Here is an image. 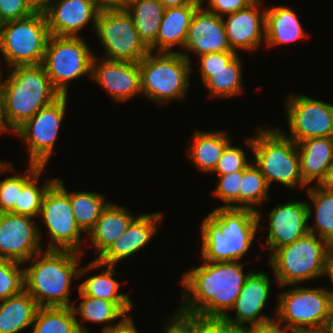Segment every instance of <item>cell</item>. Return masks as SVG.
Listing matches in <instances>:
<instances>
[{"instance_id": "cell-1", "label": "cell", "mask_w": 333, "mask_h": 333, "mask_svg": "<svg viewBox=\"0 0 333 333\" xmlns=\"http://www.w3.org/2000/svg\"><path fill=\"white\" fill-rule=\"evenodd\" d=\"M241 261L207 262L184 272L181 304L169 318H223L234 306L246 278Z\"/></svg>"}, {"instance_id": "cell-2", "label": "cell", "mask_w": 333, "mask_h": 333, "mask_svg": "<svg viewBox=\"0 0 333 333\" xmlns=\"http://www.w3.org/2000/svg\"><path fill=\"white\" fill-rule=\"evenodd\" d=\"M82 254L71 250H44L23 263L24 290L39 307H71L70 289L73 279L84 278L87 272L98 270L103 264L94 259L79 267ZM32 262V263H31ZM72 302V304H71Z\"/></svg>"}, {"instance_id": "cell-3", "label": "cell", "mask_w": 333, "mask_h": 333, "mask_svg": "<svg viewBox=\"0 0 333 333\" xmlns=\"http://www.w3.org/2000/svg\"><path fill=\"white\" fill-rule=\"evenodd\" d=\"M262 212L241 208H214L200 225L201 261L232 262L241 259L260 232ZM203 259V260H202Z\"/></svg>"}, {"instance_id": "cell-4", "label": "cell", "mask_w": 333, "mask_h": 333, "mask_svg": "<svg viewBox=\"0 0 333 333\" xmlns=\"http://www.w3.org/2000/svg\"><path fill=\"white\" fill-rule=\"evenodd\" d=\"M8 69V77L3 81L0 65L3 117L9 130L14 133L60 94L53 88L42 64L17 65Z\"/></svg>"}, {"instance_id": "cell-5", "label": "cell", "mask_w": 333, "mask_h": 333, "mask_svg": "<svg viewBox=\"0 0 333 333\" xmlns=\"http://www.w3.org/2000/svg\"><path fill=\"white\" fill-rule=\"evenodd\" d=\"M256 131L251 138H245V146L253 154V162L268 185L276 181L288 189H307L300 173L297 144L285 135L286 131L265 125Z\"/></svg>"}, {"instance_id": "cell-6", "label": "cell", "mask_w": 333, "mask_h": 333, "mask_svg": "<svg viewBox=\"0 0 333 333\" xmlns=\"http://www.w3.org/2000/svg\"><path fill=\"white\" fill-rule=\"evenodd\" d=\"M332 245L315 234L308 233L269 255L268 265L279 287L298 285L322 278ZM322 276V277H321Z\"/></svg>"}, {"instance_id": "cell-7", "label": "cell", "mask_w": 333, "mask_h": 333, "mask_svg": "<svg viewBox=\"0 0 333 333\" xmlns=\"http://www.w3.org/2000/svg\"><path fill=\"white\" fill-rule=\"evenodd\" d=\"M191 65L179 51H150L138 62L142 96L159 105L185 99L190 87V73L193 71Z\"/></svg>"}, {"instance_id": "cell-8", "label": "cell", "mask_w": 333, "mask_h": 333, "mask_svg": "<svg viewBox=\"0 0 333 333\" xmlns=\"http://www.w3.org/2000/svg\"><path fill=\"white\" fill-rule=\"evenodd\" d=\"M290 286L293 289L277 295L275 318L299 333H324L333 309L326 288L286 285L282 289Z\"/></svg>"}, {"instance_id": "cell-9", "label": "cell", "mask_w": 333, "mask_h": 333, "mask_svg": "<svg viewBox=\"0 0 333 333\" xmlns=\"http://www.w3.org/2000/svg\"><path fill=\"white\" fill-rule=\"evenodd\" d=\"M95 54L82 36L50 35L42 65L53 88L60 95H68V82L86 75L91 78Z\"/></svg>"}, {"instance_id": "cell-10", "label": "cell", "mask_w": 333, "mask_h": 333, "mask_svg": "<svg viewBox=\"0 0 333 333\" xmlns=\"http://www.w3.org/2000/svg\"><path fill=\"white\" fill-rule=\"evenodd\" d=\"M50 36L44 13L4 22L0 27V52L7 67L42 64Z\"/></svg>"}, {"instance_id": "cell-11", "label": "cell", "mask_w": 333, "mask_h": 333, "mask_svg": "<svg viewBox=\"0 0 333 333\" xmlns=\"http://www.w3.org/2000/svg\"><path fill=\"white\" fill-rule=\"evenodd\" d=\"M94 30L105 49L104 59L138 63L150 52L140 40L131 16L122 6L102 7Z\"/></svg>"}, {"instance_id": "cell-12", "label": "cell", "mask_w": 333, "mask_h": 333, "mask_svg": "<svg viewBox=\"0 0 333 333\" xmlns=\"http://www.w3.org/2000/svg\"><path fill=\"white\" fill-rule=\"evenodd\" d=\"M65 186L64 180L57 178L43 198L38 218L45 224L49 236L46 250H71L84 254L82 246L86 239H81L84 234L76 223Z\"/></svg>"}, {"instance_id": "cell-13", "label": "cell", "mask_w": 333, "mask_h": 333, "mask_svg": "<svg viewBox=\"0 0 333 333\" xmlns=\"http://www.w3.org/2000/svg\"><path fill=\"white\" fill-rule=\"evenodd\" d=\"M67 100L68 95H60L14 132L28 147L29 163L46 167L66 116Z\"/></svg>"}, {"instance_id": "cell-14", "label": "cell", "mask_w": 333, "mask_h": 333, "mask_svg": "<svg viewBox=\"0 0 333 333\" xmlns=\"http://www.w3.org/2000/svg\"><path fill=\"white\" fill-rule=\"evenodd\" d=\"M285 116L289 135L296 144L311 138L333 137V104L303 94L288 95Z\"/></svg>"}, {"instance_id": "cell-15", "label": "cell", "mask_w": 333, "mask_h": 333, "mask_svg": "<svg viewBox=\"0 0 333 333\" xmlns=\"http://www.w3.org/2000/svg\"><path fill=\"white\" fill-rule=\"evenodd\" d=\"M33 219L10 212L0 213L1 259L25 263L37 253L44 251L40 243L43 233Z\"/></svg>"}, {"instance_id": "cell-16", "label": "cell", "mask_w": 333, "mask_h": 333, "mask_svg": "<svg viewBox=\"0 0 333 333\" xmlns=\"http://www.w3.org/2000/svg\"><path fill=\"white\" fill-rule=\"evenodd\" d=\"M270 276L264 271L252 270L246 278L239 296L230 311H235V317L227 313L222 319L242 329H249L274 319L264 315L263 309L268 304L271 290Z\"/></svg>"}, {"instance_id": "cell-17", "label": "cell", "mask_w": 333, "mask_h": 333, "mask_svg": "<svg viewBox=\"0 0 333 333\" xmlns=\"http://www.w3.org/2000/svg\"><path fill=\"white\" fill-rule=\"evenodd\" d=\"M95 55L92 61L91 79L110 95L114 102L124 103L142 94L141 74L138 63L111 61Z\"/></svg>"}, {"instance_id": "cell-18", "label": "cell", "mask_w": 333, "mask_h": 333, "mask_svg": "<svg viewBox=\"0 0 333 333\" xmlns=\"http://www.w3.org/2000/svg\"><path fill=\"white\" fill-rule=\"evenodd\" d=\"M262 0L222 17L231 50L256 51L265 43L266 7ZM261 9V10H260Z\"/></svg>"}, {"instance_id": "cell-19", "label": "cell", "mask_w": 333, "mask_h": 333, "mask_svg": "<svg viewBox=\"0 0 333 333\" xmlns=\"http://www.w3.org/2000/svg\"><path fill=\"white\" fill-rule=\"evenodd\" d=\"M267 246L270 255L278 248L291 244L309 233L306 201L292 200L277 204L268 214Z\"/></svg>"}, {"instance_id": "cell-20", "label": "cell", "mask_w": 333, "mask_h": 333, "mask_svg": "<svg viewBox=\"0 0 333 333\" xmlns=\"http://www.w3.org/2000/svg\"><path fill=\"white\" fill-rule=\"evenodd\" d=\"M183 49L179 52L191 63L189 52L198 57L206 53L232 51L222 17L200 5L192 16Z\"/></svg>"}, {"instance_id": "cell-21", "label": "cell", "mask_w": 333, "mask_h": 333, "mask_svg": "<svg viewBox=\"0 0 333 333\" xmlns=\"http://www.w3.org/2000/svg\"><path fill=\"white\" fill-rule=\"evenodd\" d=\"M102 6L96 0H57L44 12L50 35L80 37V31L92 24Z\"/></svg>"}, {"instance_id": "cell-22", "label": "cell", "mask_w": 333, "mask_h": 333, "mask_svg": "<svg viewBox=\"0 0 333 333\" xmlns=\"http://www.w3.org/2000/svg\"><path fill=\"white\" fill-rule=\"evenodd\" d=\"M162 218V212L139 214L126 231L96 260L105 265L116 266L121 260L139 253L159 232Z\"/></svg>"}, {"instance_id": "cell-23", "label": "cell", "mask_w": 333, "mask_h": 333, "mask_svg": "<svg viewBox=\"0 0 333 333\" xmlns=\"http://www.w3.org/2000/svg\"><path fill=\"white\" fill-rule=\"evenodd\" d=\"M300 157V173L309 187L321 185L333 162V137L305 139L297 143Z\"/></svg>"}, {"instance_id": "cell-24", "label": "cell", "mask_w": 333, "mask_h": 333, "mask_svg": "<svg viewBox=\"0 0 333 333\" xmlns=\"http://www.w3.org/2000/svg\"><path fill=\"white\" fill-rule=\"evenodd\" d=\"M137 217L128 208L109 202L101 212L95 226L88 233L86 242L96 250L99 258L115 242Z\"/></svg>"}, {"instance_id": "cell-25", "label": "cell", "mask_w": 333, "mask_h": 333, "mask_svg": "<svg viewBox=\"0 0 333 333\" xmlns=\"http://www.w3.org/2000/svg\"><path fill=\"white\" fill-rule=\"evenodd\" d=\"M307 37L308 34L294 9L282 5L266 7L264 44L266 48L288 45Z\"/></svg>"}, {"instance_id": "cell-26", "label": "cell", "mask_w": 333, "mask_h": 333, "mask_svg": "<svg viewBox=\"0 0 333 333\" xmlns=\"http://www.w3.org/2000/svg\"><path fill=\"white\" fill-rule=\"evenodd\" d=\"M201 5L200 0L182 7L165 8L156 38V52H178L184 48L192 16Z\"/></svg>"}, {"instance_id": "cell-27", "label": "cell", "mask_w": 333, "mask_h": 333, "mask_svg": "<svg viewBox=\"0 0 333 333\" xmlns=\"http://www.w3.org/2000/svg\"><path fill=\"white\" fill-rule=\"evenodd\" d=\"M81 297L79 306H72L77 325L81 333H88V327L82 326L79 321H88L95 324H107L103 326L102 332L115 325L116 320H122L130 311H132L133 302H111L84 295L79 290ZM81 317V320L78 317ZM115 321V322H114ZM109 323V324H108ZM113 323V324H112Z\"/></svg>"}, {"instance_id": "cell-28", "label": "cell", "mask_w": 333, "mask_h": 333, "mask_svg": "<svg viewBox=\"0 0 333 333\" xmlns=\"http://www.w3.org/2000/svg\"><path fill=\"white\" fill-rule=\"evenodd\" d=\"M230 142H232L230 137L223 130L202 131L198 129L191 136L190 143L186 147V155L199 171L210 175Z\"/></svg>"}, {"instance_id": "cell-29", "label": "cell", "mask_w": 333, "mask_h": 333, "mask_svg": "<svg viewBox=\"0 0 333 333\" xmlns=\"http://www.w3.org/2000/svg\"><path fill=\"white\" fill-rule=\"evenodd\" d=\"M131 16L140 40L156 52V38L165 7L158 0H127L121 5Z\"/></svg>"}, {"instance_id": "cell-30", "label": "cell", "mask_w": 333, "mask_h": 333, "mask_svg": "<svg viewBox=\"0 0 333 333\" xmlns=\"http://www.w3.org/2000/svg\"><path fill=\"white\" fill-rule=\"evenodd\" d=\"M39 306L25 290L0 302V333H19L32 326Z\"/></svg>"}, {"instance_id": "cell-31", "label": "cell", "mask_w": 333, "mask_h": 333, "mask_svg": "<svg viewBox=\"0 0 333 333\" xmlns=\"http://www.w3.org/2000/svg\"><path fill=\"white\" fill-rule=\"evenodd\" d=\"M306 191L310 202L313 203L309 204L306 201L308 222L314 214V224L308 223L309 233L315 234L333 245V192L320 185L309 186Z\"/></svg>"}, {"instance_id": "cell-32", "label": "cell", "mask_w": 333, "mask_h": 333, "mask_svg": "<svg viewBox=\"0 0 333 333\" xmlns=\"http://www.w3.org/2000/svg\"><path fill=\"white\" fill-rule=\"evenodd\" d=\"M243 63L239 54L224 68L209 71V78L203 83L209 97L230 98L243 92Z\"/></svg>"}, {"instance_id": "cell-33", "label": "cell", "mask_w": 333, "mask_h": 333, "mask_svg": "<svg viewBox=\"0 0 333 333\" xmlns=\"http://www.w3.org/2000/svg\"><path fill=\"white\" fill-rule=\"evenodd\" d=\"M69 199L76 223L85 234L93 229L109 203L104 194L91 191H69Z\"/></svg>"}, {"instance_id": "cell-34", "label": "cell", "mask_w": 333, "mask_h": 333, "mask_svg": "<svg viewBox=\"0 0 333 333\" xmlns=\"http://www.w3.org/2000/svg\"><path fill=\"white\" fill-rule=\"evenodd\" d=\"M31 333H81L71 307H39Z\"/></svg>"}, {"instance_id": "cell-35", "label": "cell", "mask_w": 333, "mask_h": 333, "mask_svg": "<svg viewBox=\"0 0 333 333\" xmlns=\"http://www.w3.org/2000/svg\"><path fill=\"white\" fill-rule=\"evenodd\" d=\"M100 274L89 276L78 285V290L88 296L111 302H132L129 293H121L120 282L114 279L116 270L114 265H105Z\"/></svg>"}, {"instance_id": "cell-36", "label": "cell", "mask_w": 333, "mask_h": 333, "mask_svg": "<svg viewBox=\"0 0 333 333\" xmlns=\"http://www.w3.org/2000/svg\"><path fill=\"white\" fill-rule=\"evenodd\" d=\"M270 186L260 169L252 161L244 170L239 189V208L259 212L257 207L269 198ZM265 201V202H264Z\"/></svg>"}, {"instance_id": "cell-37", "label": "cell", "mask_w": 333, "mask_h": 333, "mask_svg": "<svg viewBox=\"0 0 333 333\" xmlns=\"http://www.w3.org/2000/svg\"><path fill=\"white\" fill-rule=\"evenodd\" d=\"M45 166H42L23 186L19 192L18 204L10 211L13 214L24 215L32 218L39 216L45 193L49 187L56 181L49 178L39 186V180L44 172Z\"/></svg>"}, {"instance_id": "cell-38", "label": "cell", "mask_w": 333, "mask_h": 333, "mask_svg": "<svg viewBox=\"0 0 333 333\" xmlns=\"http://www.w3.org/2000/svg\"><path fill=\"white\" fill-rule=\"evenodd\" d=\"M42 167V165L29 163V168L22 174L17 173L11 162L0 161V173L16 172L14 175L0 180V213L10 212L18 204L19 192L22 186Z\"/></svg>"}, {"instance_id": "cell-39", "label": "cell", "mask_w": 333, "mask_h": 333, "mask_svg": "<svg viewBox=\"0 0 333 333\" xmlns=\"http://www.w3.org/2000/svg\"><path fill=\"white\" fill-rule=\"evenodd\" d=\"M181 333H247L221 318H167Z\"/></svg>"}, {"instance_id": "cell-40", "label": "cell", "mask_w": 333, "mask_h": 333, "mask_svg": "<svg viewBox=\"0 0 333 333\" xmlns=\"http://www.w3.org/2000/svg\"><path fill=\"white\" fill-rule=\"evenodd\" d=\"M24 265L0 258V302L24 290Z\"/></svg>"}, {"instance_id": "cell-41", "label": "cell", "mask_w": 333, "mask_h": 333, "mask_svg": "<svg viewBox=\"0 0 333 333\" xmlns=\"http://www.w3.org/2000/svg\"><path fill=\"white\" fill-rule=\"evenodd\" d=\"M218 183L212 194L225 204L216 208H239V189L243 177V170L231 172L227 175H217Z\"/></svg>"}, {"instance_id": "cell-42", "label": "cell", "mask_w": 333, "mask_h": 333, "mask_svg": "<svg viewBox=\"0 0 333 333\" xmlns=\"http://www.w3.org/2000/svg\"><path fill=\"white\" fill-rule=\"evenodd\" d=\"M245 150L241 147L232 146L230 142L224 149L213 174L227 175L231 172L244 170L252 161L246 157Z\"/></svg>"}, {"instance_id": "cell-43", "label": "cell", "mask_w": 333, "mask_h": 333, "mask_svg": "<svg viewBox=\"0 0 333 333\" xmlns=\"http://www.w3.org/2000/svg\"><path fill=\"white\" fill-rule=\"evenodd\" d=\"M238 54L234 51L212 52L198 56L202 83L209 78V71H218L230 63Z\"/></svg>"}, {"instance_id": "cell-44", "label": "cell", "mask_w": 333, "mask_h": 333, "mask_svg": "<svg viewBox=\"0 0 333 333\" xmlns=\"http://www.w3.org/2000/svg\"><path fill=\"white\" fill-rule=\"evenodd\" d=\"M34 13L29 0H0V17L3 22L24 19Z\"/></svg>"}, {"instance_id": "cell-45", "label": "cell", "mask_w": 333, "mask_h": 333, "mask_svg": "<svg viewBox=\"0 0 333 333\" xmlns=\"http://www.w3.org/2000/svg\"><path fill=\"white\" fill-rule=\"evenodd\" d=\"M203 1H206L205 7L203 6ZM254 1L255 0H200L201 6L204 9L215 13L220 17H224L228 14L244 9Z\"/></svg>"}, {"instance_id": "cell-46", "label": "cell", "mask_w": 333, "mask_h": 333, "mask_svg": "<svg viewBox=\"0 0 333 333\" xmlns=\"http://www.w3.org/2000/svg\"><path fill=\"white\" fill-rule=\"evenodd\" d=\"M247 333H299L293 328L281 323L276 318L263 322L262 324L249 328Z\"/></svg>"}, {"instance_id": "cell-47", "label": "cell", "mask_w": 333, "mask_h": 333, "mask_svg": "<svg viewBox=\"0 0 333 333\" xmlns=\"http://www.w3.org/2000/svg\"><path fill=\"white\" fill-rule=\"evenodd\" d=\"M101 333H140L131 315H126L116 325L111 326Z\"/></svg>"}, {"instance_id": "cell-48", "label": "cell", "mask_w": 333, "mask_h": 333, "mask_svg": "<svg viewBox=\"0 0 333 333\" xmlns=\"http://www.w3.org/2000/svg\"><path fill=\"white\" fill-rule=\"evenodd\" d=\"M56 1L57 0H29L34 11L42 13L48 10Z\"/></svg>"}, {"instance_id": "cell-49", "label": "cell", "mask_w": 333, "mask_h": 333, "mask_svg": "<svg viewBox=\"0 0 333 333\" xmlns=\"http://www.w3.org/2000/svg\"><path fill=\"white\" fill-rule=\"evenodd\" d=\"M324 277L328 276L329 278V282L332 283V287H333V258L330 257L325 265L324 268ZM326 291L330 294L332 302H333V289H326Z\"/></svg>"}, {"instance_id": "cell-50", "label": "cell", "mask_w": 333, "mask_h": 333, "mask_svg": "<svg viewBox=\"0 0 333 333\" xmlns=\"http://www.w3.org/2000/svg\"><path fill=\"white\" fill-rule=\"evenodd\" d=\"M165 8L182 7L193 4L196 0H158Z\"/></svg>"}, {"instance_id": "cell-51", "label": "cell", "mask_w": 333, "mask_h": 333, "mask_svg": "<svg viewBox=\"0 0 333 333\" xmlns=\"http://www.w3.org/2000/svg\"><path fill=\"white\" fill-rule=\"evenodd\" d=\"M4 132L11 133L3 117V94H2L1 75H0V133Z\"/></svg>"}, {"instance_id": "cell-52", "label": "cell", "mask_w": 333, "mask_h": 333, "mask_svg": "<svg viewBox=\"0 0 333 333\" xmlns=\"http://www.w3.org/2000/svg\"><path fill=\"white\" fill-rule=\"evenodd\" d=\"M320 186L330 192H333V162L328 169L326 179L321 183Z\"/></svg>"}, {"instance_id": "cell-53", "label": "cell", "mask_w": 333, "mask_h": 333, "mask_svg": "<svg viewBox=\"0 0 333 333\" xmlns=\"http://www.w3.org/2000/svg\"><path fill=\"white\" fill-rule=\"evenodd\" d=\"M166 324L163 325V333H181L168 319Z\"/></svg>"}, {"instance_id": "cell-54", "label": "cell", "mask_w": 333, "mask_h": 333, "mask_svg": "<svg viewBox=\"0 0 333 333\" xmlns=\"http://www.w3.org/2000/svg\"><path fill=\"white\" fill-rule=\"evenodd\" d=\"M324 333H333V309L329 318V322Z\"/></svg>"}, {"instance_id": "cell-55", "label": "cell", "mask_w": 333, "mask_h": 333, "mask_svg": "<svg viewBox=\"0 0 333 333\" xmlns=\"http://www.w3.org/2000/svg\"><path fill=\"white\" fill-rule=\"evenodd\" d=\"M102 7L112 6V0H96Z\"/></svg>"}, {"instance_id": "cell-56", "label": "cell", "mask_w": 333, "mask_h": 333, "mask_svg": "<svg viewBox=\"0 0 333 333\" xmlns=\"http://www.w3.org/2000/svg\"><path fill=\"white\" fill-rule=\"evenodd\" d=\"M127 0H112V6H121Z\"/></svg>"}, {"instance_id": "cell-57", "label": "cell", "mask_w": 333, "mask_h": 333, "mask_svg": "<svg viewBox=\"0 0 333 333\" xmlns=\"http://www.w3.org/2000/svg\"><path fill=\"white\" fill-rule=\"evenodd\" d=\"M331 257L333 258V245L331 247Z\"/></svg>"}, {"instance_id": "cell-58", "label": "cell", "mask_w": 333, "mask_h": 333, "mask_svg": "<svg viewBox=\"0 0 333 333\" xmlns=\"http://www.w3.org/2000/svg\"><path fill=\"white\" fill-rule=\"evenodd\" d=\"M3 21L1 20V17H0V27L3 25Z\"/></svg>"}]
</instances>
